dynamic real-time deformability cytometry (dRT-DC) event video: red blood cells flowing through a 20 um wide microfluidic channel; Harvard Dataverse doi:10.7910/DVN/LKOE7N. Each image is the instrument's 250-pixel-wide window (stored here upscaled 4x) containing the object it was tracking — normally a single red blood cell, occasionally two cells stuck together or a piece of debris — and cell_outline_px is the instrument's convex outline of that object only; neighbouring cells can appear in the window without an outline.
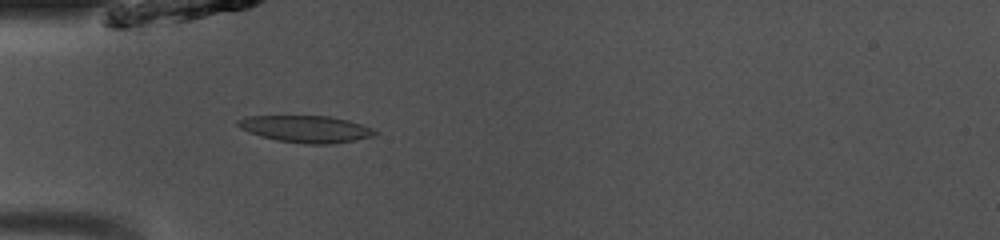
{"species": "common noctule bat (a hibernating species)", "species_latin": "Nyctalus noctula", "temperature_condition": "room temperature", "stored_images_in_passage": 17, "camera_frame_rate_fps": 3000, "um_per_image_px": 0.085, "animal": {"sex": "male", "body_mass_g": 13.0, "forearm_length_mm": 53.1}, "frame": {"image": 1, "passage_image": 15, "time_ms": 4.667, "image_size_px": [1000, 240], "cell_outline_px": [[380, 132], [372, 136], [356, 140], [332, 144], [304, 144], [276, 140], [260, 136], [248, 132], [240, 128], [236, 124], [236, 120], [248, 116], [328, 116], [348, 120], [372, 128]], "centroid_in_image_um": [25.99, 10.97], "position_along_channel_um": 59.0, "area_um2": 21.56}}